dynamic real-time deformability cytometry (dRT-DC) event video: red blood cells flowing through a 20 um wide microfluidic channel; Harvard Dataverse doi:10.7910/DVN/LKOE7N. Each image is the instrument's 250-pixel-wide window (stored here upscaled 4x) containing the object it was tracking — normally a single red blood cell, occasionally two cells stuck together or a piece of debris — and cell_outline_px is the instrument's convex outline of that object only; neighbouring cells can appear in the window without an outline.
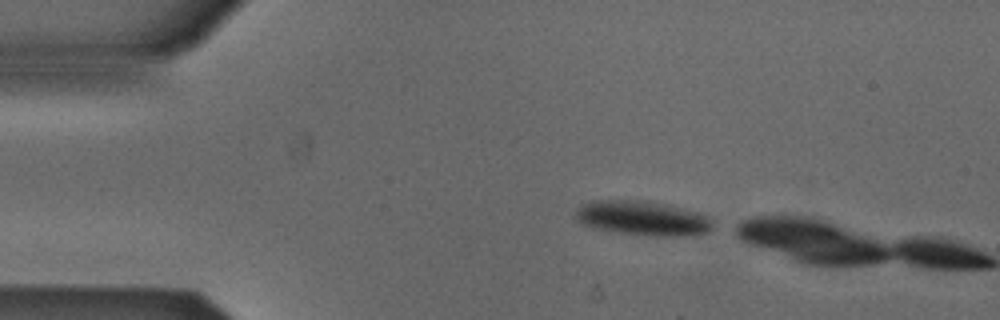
{"species": "Egyptian fruit bat (a non-hibernating species)", "species_latin": "Rousettus aegyptiacus", "temperature_condition": "cold", "stored_images_in_passage": 2, "camera_frame_rate_fps": 3000, "um_per_image_px": 0.085, "animal": {"sex": "male"}, "frame": {"image": 1, "passage_image": 1, "time_ms": 0.0, "image_size_px": [1000, 320], "cell_outline_px": [[712, 228], [708, 232], [696, 236], [648, 236], [620, 232], [596, 228], [580, 224], [572, 216], [580, 204], [596, 200], [644, 200], [664, 204], [696, 212], [708, 216], [712, 220]], "centroid_in_image_um": [54.59, 18.55], "position_along_channel_um": 30.4, "area_um2": 27.86}}